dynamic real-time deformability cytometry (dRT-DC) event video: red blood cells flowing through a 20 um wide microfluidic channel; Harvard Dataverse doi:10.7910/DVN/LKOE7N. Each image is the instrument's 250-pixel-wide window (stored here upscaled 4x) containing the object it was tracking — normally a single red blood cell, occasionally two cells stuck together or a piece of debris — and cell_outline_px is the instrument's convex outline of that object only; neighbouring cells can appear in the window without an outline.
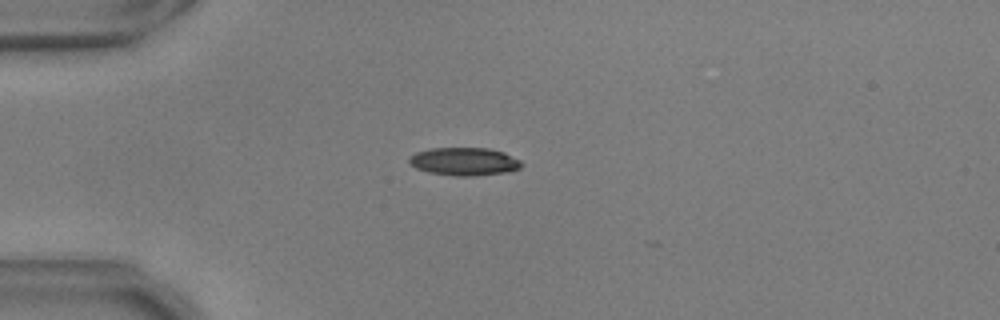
{"species": "common noctule bat (a hibernating species)", "species_latin": "Nyctalus noctula", "temperature_condition": "warm", "stored_images_in_passage": 7, "camera_frame_rate_fps": 3000, "um_per_image_px": 0.085, "animal": {"sex": "male", "body_mass_g": 17.9, "forearm_length_mm": 54.2}, "frame": {"image": 1, "passage_image": 1, "time_ms": 0.0, "image_size_px": [1000, 320], "cell_outline_px": [[520, 168], [508, 172], [472, 176], [456, 176], [428, 172], [416, 168], [408, 160], [408, 156], [416, 152], [428, 148], [488, 148], [504, 152], [520, 160]], "centroid_in_image_um": [39.43, 13.72], "position_along_channel_um": 45.6, "area_um2": 18.32}}